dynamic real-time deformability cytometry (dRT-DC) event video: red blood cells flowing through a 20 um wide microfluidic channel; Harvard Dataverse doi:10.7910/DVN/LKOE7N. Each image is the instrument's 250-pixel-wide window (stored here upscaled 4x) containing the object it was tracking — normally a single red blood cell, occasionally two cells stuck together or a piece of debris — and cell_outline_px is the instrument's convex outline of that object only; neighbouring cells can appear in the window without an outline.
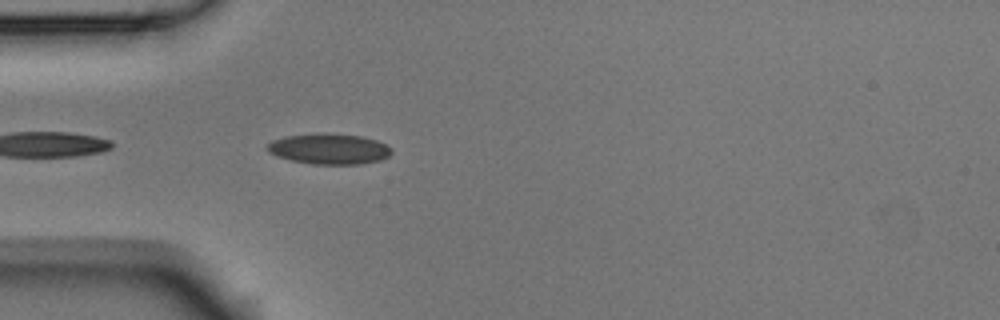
{"species": "Egyptian fruit bat (a non-hibernating species)", "species_latin": "Rousettus aegyptiacus", "temperature_condition": "room temperature", "stored_images_in_passage": 4, "camera_frame_rate_fps": 3000, "um_per_image_px": 0.085, "animal": {"sex": "male"}, "frame": {"image": 1, "passage_image": 4, "time_ms": 1.0, "image_size_px": [1000, 320], "cell_outline_px": [[392, 152], [388, 156], [380, 160], [360, 164], [312, 164], [292, 160], [276, 156], [268, 152], [268, 144], [272, 140], [284, 136], [324, 132], [364, 136], [376, 140], [392, 148]], "centroid_in_image_um": [27.98, 12.64], "position_along_channel_um": 57.0, "area_um2": 22.31}}